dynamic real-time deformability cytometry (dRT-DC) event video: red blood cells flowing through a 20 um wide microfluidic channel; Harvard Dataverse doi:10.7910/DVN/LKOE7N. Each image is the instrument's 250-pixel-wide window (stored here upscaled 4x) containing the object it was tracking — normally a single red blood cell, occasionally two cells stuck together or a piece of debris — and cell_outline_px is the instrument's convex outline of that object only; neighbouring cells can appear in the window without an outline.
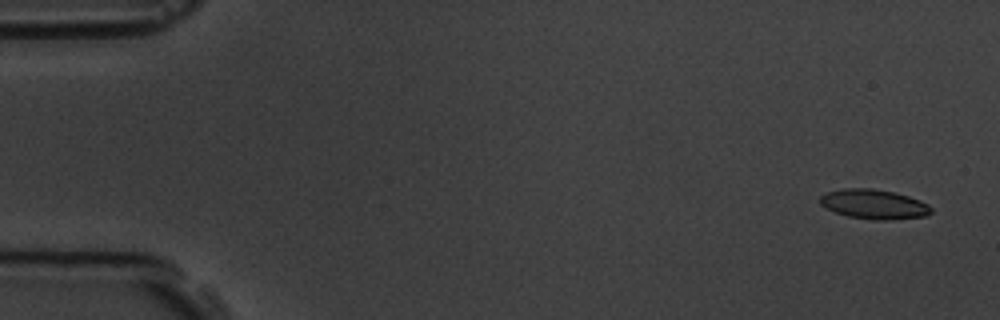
{"species": "common noctule bat (a hibernating species)", "species_latin": "Nyctalus noctula", "temperature_condition": "room temperature", "stored_images_in_passage": 4, "camera_frame_rate_fps": 3000, "um_per_image_px": 0.085, "animal": {"sex": "male", "body_mass_g": 19.5, "forearm_length_mm": 54.6}, "frame": {"image": 1, "passage_image": 1, "time_ms": 0.0, "image_size_px": [1000, 320], "cell_outline_px": [[932, 212], [928, 216], [892, 220], [876, 220], [848, 216], [836, 212], [820, 204], [820, 196], [828, 192], [844, 188], [872, 188], [892, 192], [908, 196], [920, 200], [928, 204], [932, 208]], "centroid_in_image_um": [74.33, 17.36], "position_along_channel_um": 10.7, "area_um2": 19.13}}